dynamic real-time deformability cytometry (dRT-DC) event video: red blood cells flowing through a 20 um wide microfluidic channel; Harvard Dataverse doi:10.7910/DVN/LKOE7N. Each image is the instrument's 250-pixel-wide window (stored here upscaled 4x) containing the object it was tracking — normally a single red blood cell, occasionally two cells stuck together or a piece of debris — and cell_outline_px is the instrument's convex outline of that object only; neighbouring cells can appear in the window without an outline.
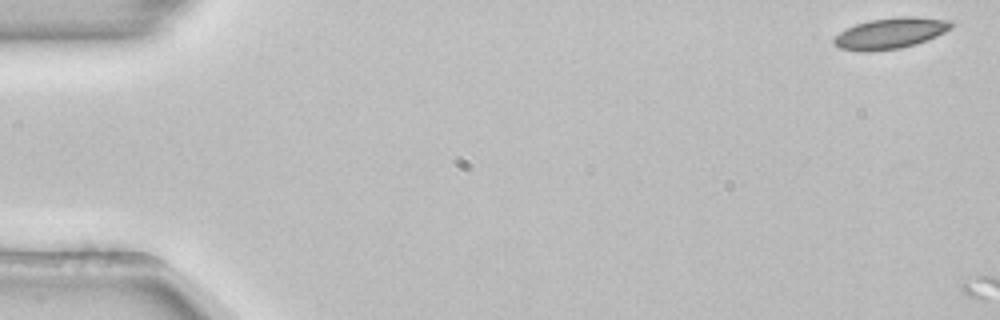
{"species": "common noctule bat (a hibernating species)", "species_latin": "Nyctalus noctula", "temperature_condition": "room temperature", "stored_images_in_passage": 3, "camera_frame_rate_fps": 3000, "um_per_image_px": 0.085, "animal": {"sex": "female", "body_mass_g": 22.7, "forearm_length_mm": 54.2}, "frame": {"image": 1, "passage_image": 1, "time_ms": 0.0, "image_size_px": [1000, 320], "cell_outline_px": [[952, 28], [936, 36], [916, 44], [900, 48], [872, 52], [864, 52], [840, 48], [832, 44], [832, 40], [840, 32], [856, 24], [868, 20], [896, 16], [916, 16], [952, 20]], "centroid_in_image_um": [75.68, 2.82], "position_along_channel_um": 9.3, "area_um2": 21.39}}